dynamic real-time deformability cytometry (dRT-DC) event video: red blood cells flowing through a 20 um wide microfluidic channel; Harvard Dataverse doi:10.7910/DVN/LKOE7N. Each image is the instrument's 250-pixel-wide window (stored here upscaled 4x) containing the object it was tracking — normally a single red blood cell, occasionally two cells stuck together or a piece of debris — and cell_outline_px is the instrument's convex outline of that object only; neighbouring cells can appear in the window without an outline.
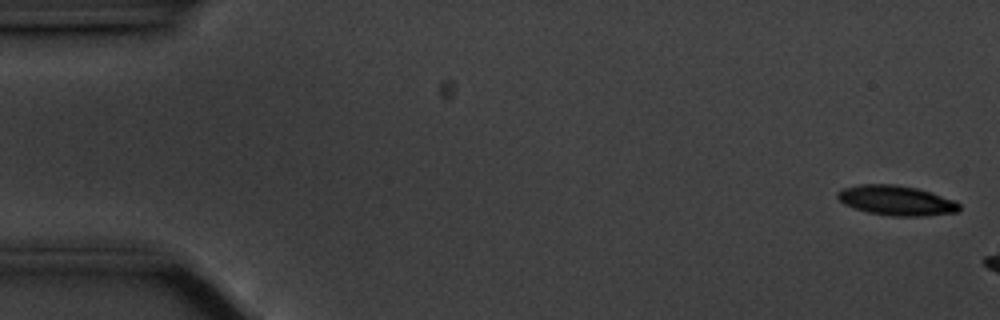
{"species": "common noctule bat (a hibernating species)", "species_latin": "Nyctalus noctula", "temperature_condition": "cold", "stored_images_in_passage": 12, "camera_frame_rate_fps": 3000, "um_per_image_px": 0.085, "animal": {"sex": "male", "body_mass_g": 20.1, "forearm_length_mm": 53.5}, "frame": {"image": 1, "passage_image": 1, "time_ms": 0.0, "image_size_px": [1000, 320], "cell_outline_px": [[960, 208], [956, 212], [924, 216], [892, 216], [868, 212], [844, 204], [836, 196], [836, 192], [844, 188], [860, 184], [892, 184], [916, 188], [952, 200], [960, 204]], "centroid_in_image_um": [76.15, 17.04], "position_along_channel_um": 8.9, "area_um2": 20.81}}